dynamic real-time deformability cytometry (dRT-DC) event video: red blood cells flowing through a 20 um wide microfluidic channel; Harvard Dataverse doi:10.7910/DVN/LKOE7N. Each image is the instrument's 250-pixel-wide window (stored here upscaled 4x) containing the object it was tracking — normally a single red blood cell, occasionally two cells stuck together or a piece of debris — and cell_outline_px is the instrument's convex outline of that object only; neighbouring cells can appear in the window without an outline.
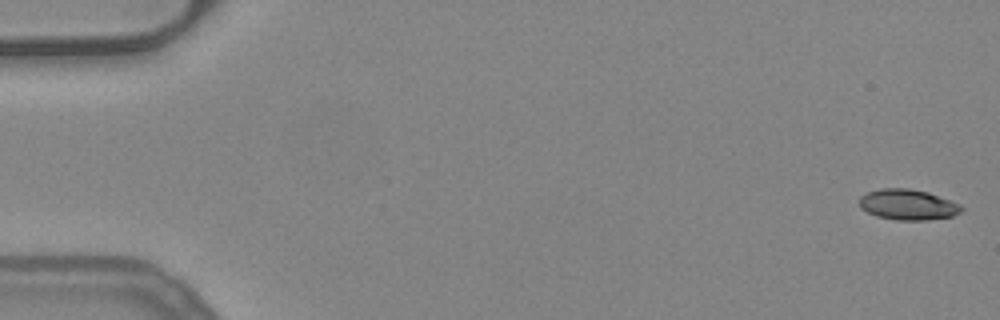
{"species": "common noctule bat (a hibernating species)", "species_latin": "Nyctalus noctula", "temperature_condition": "warm", "stored_images_in_passage": 17, "camera_frame_rate_fps": 3000, "um_per_image_px": 0.085, "animal": {"sex": "female", "body_mass_g": 24.6, "forearm_length_mm": 56.2}, "frame": {"image": 1, "passage_image": 1, "time_ms": 0.0, "image_size_px": [1000, 320], "cell_outline_px": [[964, 208], [960, 212], [952, 216], [924, 220], [896, 220], [876, 216], [860, 208], [860, 196], [868, 192], [880, 188], [908, 188], [928, 192], [960, 204]], "centroid_in_image_um": [77.15, 17.39], "position_along_channel_um": 7.8, "area_um2": 18.15}}
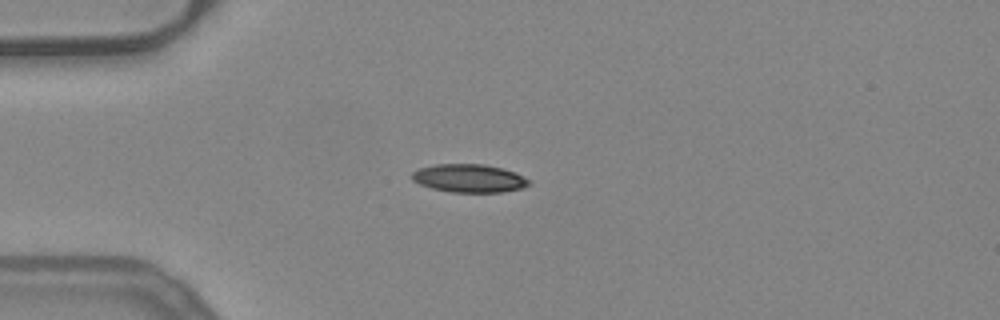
{"frame": {"image": 2, "passage_image": 14, "time_ms": 4.333, "image_size_px": [1000, 320], "cell_outline_px": [[532, 184], [520, 188], [504, 192], [452, 192], [432, 188], [420, 184], [412, 180], [412, 172], [420, 168], [436, 164], [484, 164], [516, 172], [532, 180]], "centroid_in_image_um": [39.92, 15.15], "position_along_channel_um": 45.1, "area_um2": 19.25}}